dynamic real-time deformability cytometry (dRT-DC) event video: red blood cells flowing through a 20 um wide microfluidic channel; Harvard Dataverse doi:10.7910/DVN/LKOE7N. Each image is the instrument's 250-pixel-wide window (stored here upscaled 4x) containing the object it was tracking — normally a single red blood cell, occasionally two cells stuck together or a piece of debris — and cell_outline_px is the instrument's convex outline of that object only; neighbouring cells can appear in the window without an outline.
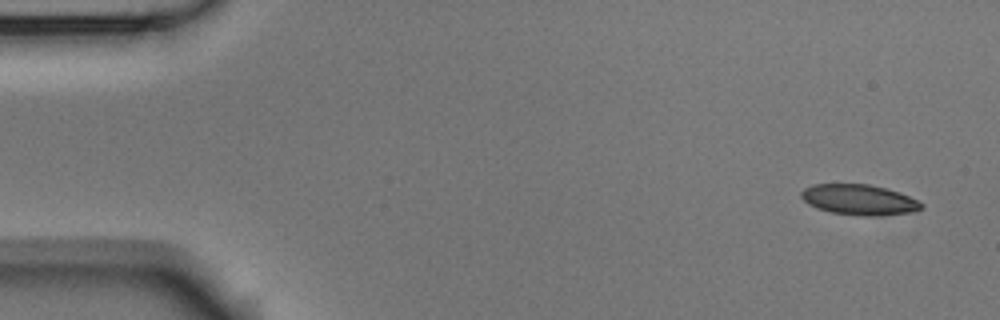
{"species": "Egyptian fruit bat (a non-hibernating species)", "species_latin": "Rousettus aegyptiacus", "temperature_condition": "room temperature", "stored_images_in_passage": 9, "camera_frame_rate_fps": 3000, "um_per_image_px": 0.085, "animal": {"sex": "male"}, "frame": {"image": 1, "passage_image": 1, "time_ms": 0.0, "image_size_px": [1000, 320], "cell_outline_px": [[924, 208], [908, 212], [872, 216], [864, 216], [832, 212], [816, 208], [808, 204], [800, 196], [800, 192], [804, 188], [812, 184], [868, 184], [900, 192], [924, 204]], "centroid_in_image_um": [72.99, 16.96], "position_along_channel_um": 12.0, "area_um2": 21.15}}
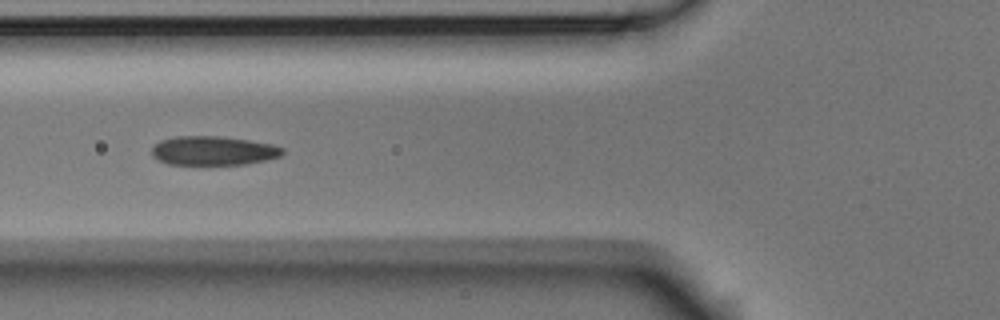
{"frame": {"image": 2, "passage_image": 6, "time_ms": 1.667, "image_size_px": [1000, 320], "cell_outline_px": [[284, 152], [280, 156], [264, 160], [244, 164], [168, 164], [152, 156], [152, 148], [160, 140], [176, 136], [220, 136], [248, 140], [272, 144], [284, 148]], "centroid_in_image_um": [18.13, 12.8], "position_along_channel_um": 107.7, "area_um2": 21.96}}
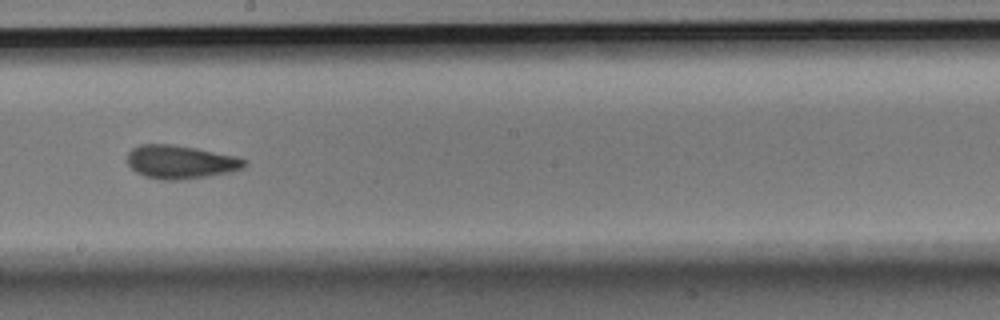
{"frame": {"image": 3, "passage_image": 9, "time_ms": 2.667, "image_size_px": [1000, 320], "cell_outline_px": [[248, 164], [244, 168], [228, 172], [204, 176], [176, 180], [160, 180], [144, 176], [136, 172], [128, 164], [128, 152], [132, 148], [140, 144], [172, 144], [196, 148], [236, 156], [248, 160]], "centroid_in_image_um": [15.35, 13.76], "position_along_channel_um": 232.9, "area_um2": 22.77}}